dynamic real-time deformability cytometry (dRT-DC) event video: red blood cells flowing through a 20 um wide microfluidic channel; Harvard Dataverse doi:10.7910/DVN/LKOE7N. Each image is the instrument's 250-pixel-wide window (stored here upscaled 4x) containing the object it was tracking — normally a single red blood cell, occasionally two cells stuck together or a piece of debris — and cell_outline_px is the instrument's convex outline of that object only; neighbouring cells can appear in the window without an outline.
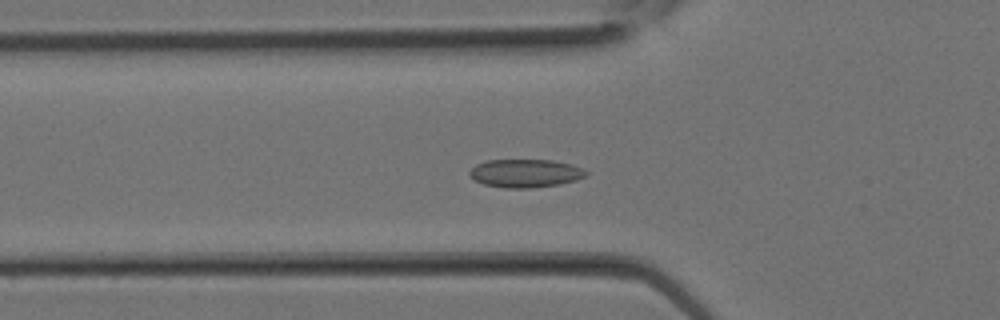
{"species": "Egyptian fruit bat (a non-hibernating species)", "species_latin": "Rousettus aegyptiacus", "temperature_condition": "room temperature", "stored_images_in_passage": 14, "camera_frame_rate_fps": 3000, "um_per_image_px": 0.085, "animal": {"sex": "female"}, "frame": {"image": 1, "passage_image": 8, "time_ms": 2.333, "image_size_px": [1000, 320], "cell_outline_px": [[588, 172], [584, 176], [576, 180], [560, 184], [532, 188], [504, 188], [484, 184], [476, 180], [468, 172], [476, 164], [488, 160], [552, 160], [572, 164], [584, 168]], "centroid_in_image_um": [44.68, 14.72], "position_along_channel_um": 81.1, "area_um2": 19.13}}
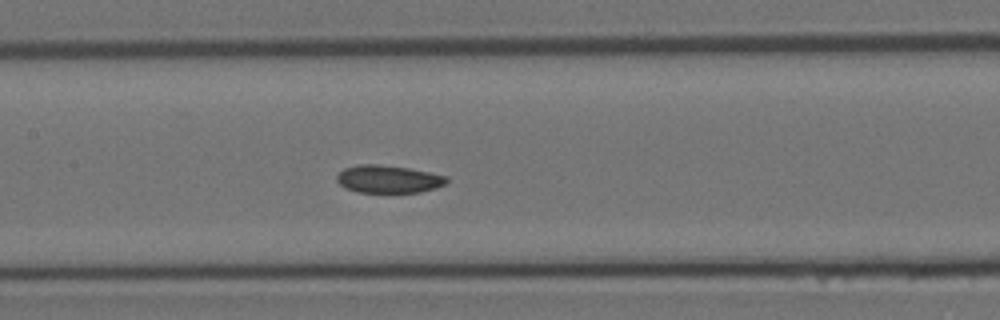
{"frame": {"image": 2, "passage_image": 12, "time_ms": 3.667, "image_size_px": [1000, 320], "cell_outline_px": [[448, 184], [436, 188], [420, 192], [356, 192], [340, 184], [336, 180], [336, 176], [344, 168], [360, 164], [380, 164], [408, 168], [448, 176]], "centroid_in_image_um": [33.04, 15.22], "position_along_channel_um": 174.4, "area_um2": 17.74}}
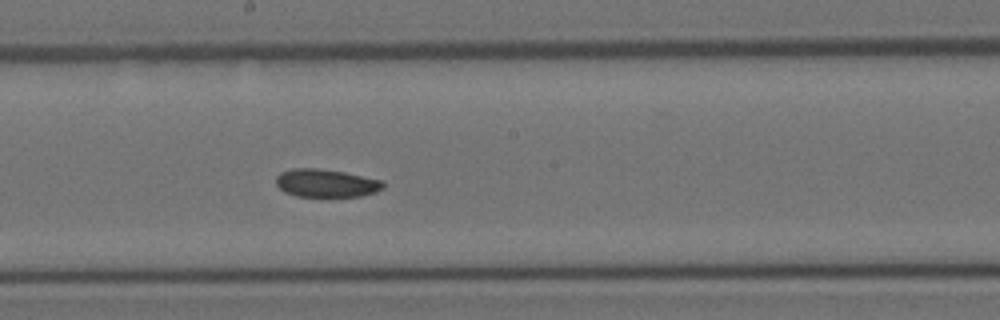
{"frame": {"image": 3, "passage_image": 14, "time_ms": 4.333, "image_size_px": [1000, 320], "cell_outline_px": [[384, 188], [376, 192], [360, 196], [296, 196], [284, 192], [276, 184], [276, 176], [280, 172], [292, 168], [316, 168], [344, 172], [384, 180]], "centroid_in_image_um": [27.72, 15.56], "position_along_channel_um": 220.5, "area_um2": 17.57}}